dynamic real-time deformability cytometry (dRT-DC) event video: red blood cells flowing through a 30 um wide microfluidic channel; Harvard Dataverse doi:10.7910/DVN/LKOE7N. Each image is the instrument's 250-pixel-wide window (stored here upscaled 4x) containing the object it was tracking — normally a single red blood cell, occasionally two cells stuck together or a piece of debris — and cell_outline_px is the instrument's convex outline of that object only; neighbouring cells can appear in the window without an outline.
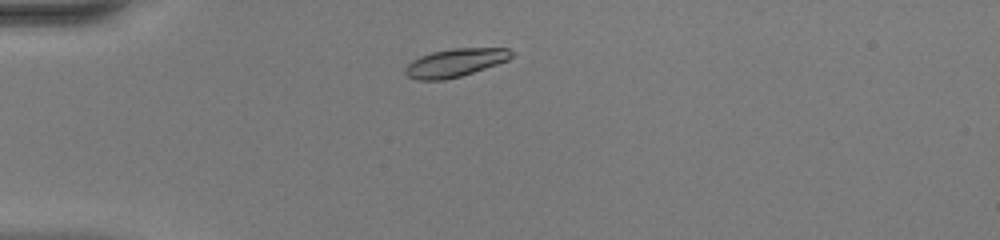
{"species": "common noctule bat (a hibernating species)", "species_latin": "Nyctalus noctula", "temperature_condition": "warm", "stored_images_in_passage": 37, "camera_frame_rate_fps": 3000, "um_per_image_px": 0.085, "animal": {"sex": "female", "body_mass_g": 20.0, "forearm_length_mm": 54.0}, "frame": {"image": 1, "passage_image": 1, "time_ms": 0.0, "image_size_px": [1000, 240], "cell_outline_px": [[512, 56], [508, 60], [460, 76], [444, 80], [416, 80], [408, 76], [404, 72], [404, 68], [412, 60], [420, 56], [432, 52], [452, 48], [508, 48], [512, 52]], "centroid_in_image_um": [38.65, 5.33], "position_along_channel_um": 46.4, "area_um2": 17.28}}
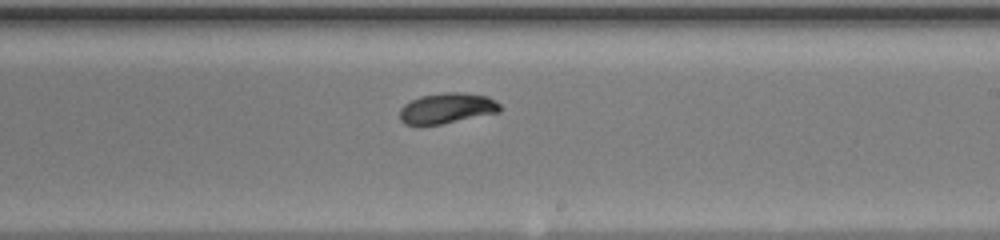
{"frame": {"image": 2, "passage_image": 18, "time_ms": 5.667, "image_size_px": [1000, 240], "cell_outline_px": [[500, 112], [440, 124], [404, 124], [400, 120], [400, 108], [404, 104], [420, 96], [444, 92], [460, 92], [488, 96], [500, 104]], "centroid_in_image_um": [37.99, 9.19], "position_along_channel_um": 251.0, "area_um2": 17.69}}
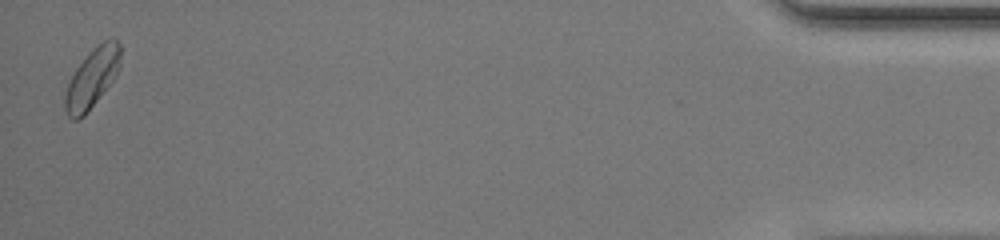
{"frame": {"image": 3, "passage_image": 37, "time_ms": 12.0, "image_size_px": [1000, 240], "cell_outline_px": [[120, 64], [112, 80], [84, 116], [80, 120], [72, 120], [68, 116], [64, 108], [64, 96], [68, 84], [76, 68], [88, 52], [108, 36], [112, 36], [120, 44]], "centroid_in_image_um": [7.81, 6.62], "position_along_channel_um": 427.4, "area_um2": 19.07}, "authors_computed_cell_mechanics": {"area_um2": 18.1492, "velocity_mm_per_s": 4.1044, "shape_relaxation_time_tau1_ms": 2.005, "shape_relaxation_time_tau2_ms": null, "deformation_change_tau1": 0.1028, "deformation_change_tau2": null}}